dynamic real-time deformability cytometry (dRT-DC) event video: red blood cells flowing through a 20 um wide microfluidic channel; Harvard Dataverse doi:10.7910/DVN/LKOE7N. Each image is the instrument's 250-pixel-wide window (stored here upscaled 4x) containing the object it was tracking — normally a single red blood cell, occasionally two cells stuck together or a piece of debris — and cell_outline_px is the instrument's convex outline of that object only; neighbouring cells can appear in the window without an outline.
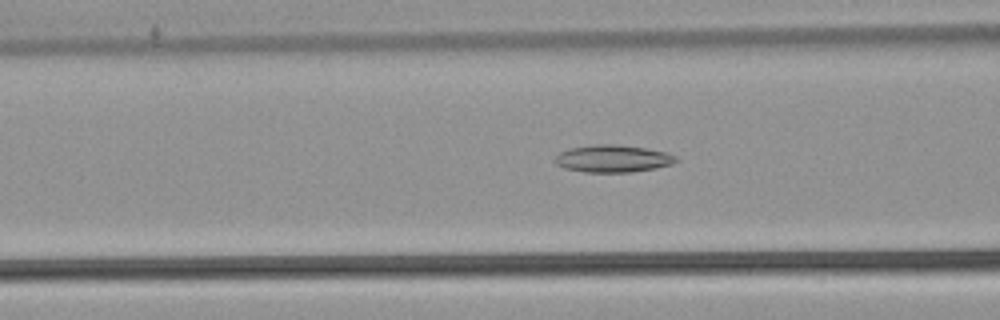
{"species": "common noctule bat (a hibernating species)", "species_latin": "Nyctalus noctula", "temperature_condition": "warm", "stored_images_in_passage": 53, "camera_frame_rate_fps": 3000, "um_per_image_px": 0.085, "animal": {"sex": "male", "body_mass_g": 21.5, "forearm_length_mm": 52.0}, "frame": {"image": 1, "passage_image": 21, "time_ms": 6.667, "image_size_px": [1000, 320], "cell_outline_px": [[680, 160], [672, 164], [656, 168], [632, 172], [584, 172], [564, 168], [556, 164], [556, 156], [560, 152], [568, 148], [596, 144], [616, 144], [644, 148], [668, 152], [676, 156]], "centroid_in_image_um": [52.12, 13.48], "position_along_channel_um": 114.5, "area_um2": 19.36}}
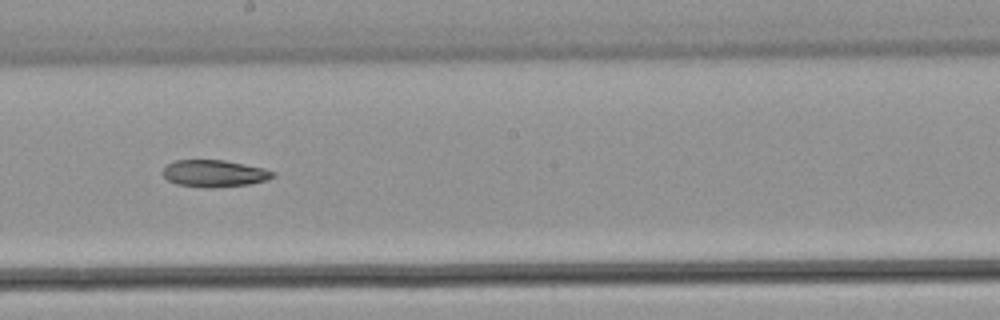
{"frame": {"image": 2, "passage_image": 30, "time_ms": 9.667, "image_size_px": [1000, 320], "cell_outline_px": [[276, 176], [264, 180], [248, 184], [212, 188], [204, 188], [176, 184], [168, 180], [164, 176], [164, 168], [168, 164], [176, 160], [224, 160], [264, 168], [276, 172]], "centroid_in_image_um": [18.23, 14.74], "position_along_channel_um": 230.0, "area_um2": 17.22}}
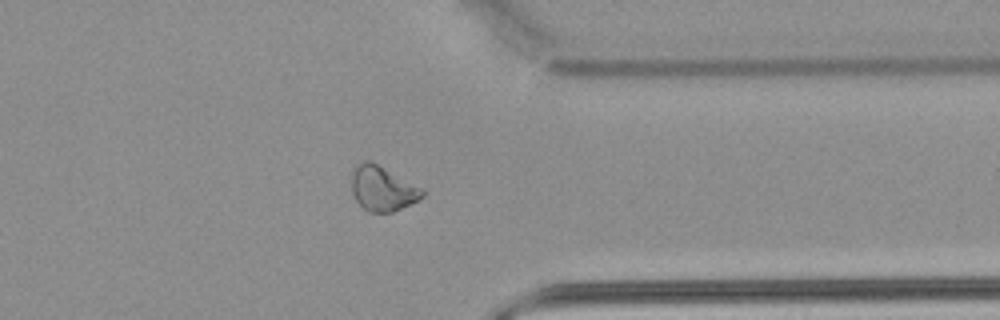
{"frame": {"image": 3, "passage_image": 42, "time_ms": 13.667, "image_size_px": [1000, 320], "cell_outline_px": [[424, 196], [392, 212], [368, 212], [356, 200], [352, 192], [352, 168], [364, 160], [368, 160], [424, 188]], "centroid_in_image_um": [32.5, 16.02], "position_along_channel_um": 378.9, "area_um2": 18.21}}